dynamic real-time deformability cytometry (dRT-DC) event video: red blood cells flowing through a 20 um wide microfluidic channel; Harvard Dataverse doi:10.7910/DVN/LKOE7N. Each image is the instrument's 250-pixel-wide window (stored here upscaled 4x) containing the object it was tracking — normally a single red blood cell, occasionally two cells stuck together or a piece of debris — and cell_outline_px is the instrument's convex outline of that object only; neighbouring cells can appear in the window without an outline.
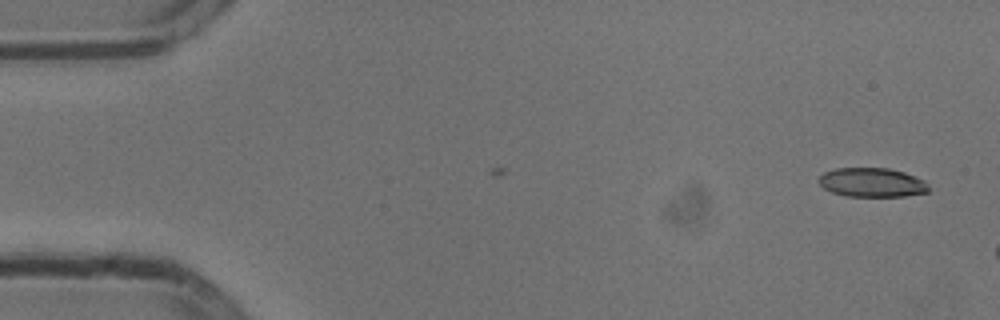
{"species": "common noctule bat (a hibernating species)", "species_latin": "Nyctalus noctula", "temperature_condition": "cold", "stored_images_in_passage": 7, "camera_frame_rate_fps": 3000, "um_per_image_px": 0.085, "animal": {"sex": "male", "body_mass_g": 13.3}, "frame": {"image": 1, "passage_image": 1, "time_ms": 0.0, "image_size_px": [1000, 320], "cell_outline_px": [[928, 192], [904, 196], [848, 196], [832, 192], [824, 188], [816, 180], [824, 172], [836, 168], [888, 168], [904, 172], [916, 176], [924, 180], [928, 184]], "centroid_in_image_um": [74.12, 15.5], "position_along_channel_um": 10.9, "area_um2": 18.67}}